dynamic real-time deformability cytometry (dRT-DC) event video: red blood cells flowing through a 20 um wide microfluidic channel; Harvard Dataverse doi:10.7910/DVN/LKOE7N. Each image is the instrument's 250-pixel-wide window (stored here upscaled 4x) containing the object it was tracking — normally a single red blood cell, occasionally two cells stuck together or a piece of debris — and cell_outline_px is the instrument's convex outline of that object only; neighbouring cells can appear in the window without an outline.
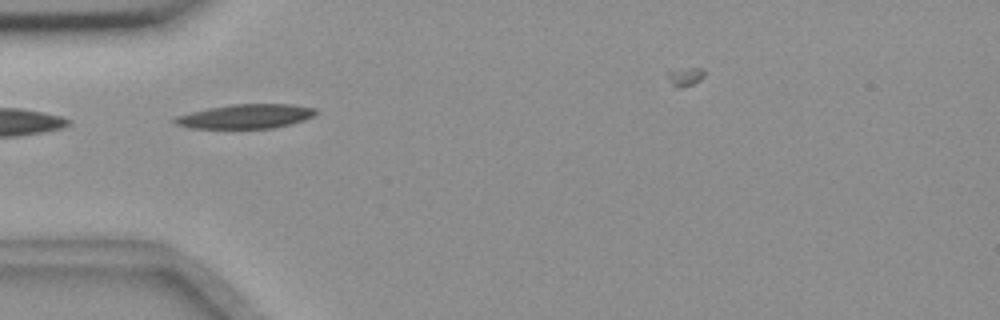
{"species": "common noctule bat (a hibernating species)", "species_latin": "Nyctalus noctula", "temperature_condition": "room temperature", "stored_images_in_passage": 3, "camera_frame_rate_fps": 3000, "um_per_image_px": 0.085, "animal": {"sex": "female", "body_mass_g": 18.4}, "frame": {"image": 1, "passage_image": 2, "time_ms": 1.333, "image_size_px": [1000, 320], "cell_outline_px": [[316, 112], [312, 116], [304, 120], [272, 128], [188, 128], [176, 124], [172, 120], [176, 116], [208, 108], [228, 104], [292, 104], [316, 108]], "centroid_in_image_um": [20.86, 9.88], "position_along_channel_um": 64.1, "area_um2": 19.83}}
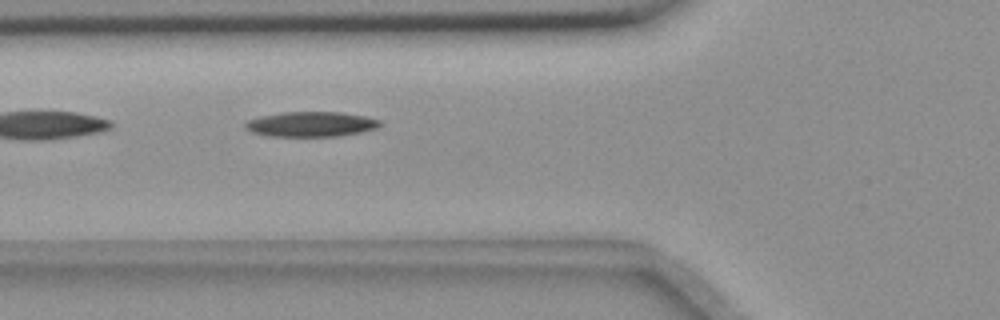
{"frame": {"image": 2, "passage_image": 3, "time_ms": 2.333, "image_size_px": [1000, 320], "cell_outline_px": [[380, 124], [376, 128], [360, 132], [336, 136], [272, 136], [252, 132], [244, 128], [244, 124], [248, 120], [260, 116], [284, 112], [340, 112], [364, 116], [380, 120]], "centroid_in_image_um": [26.4, 10.55], "position_along_channel_um": 99.4, "area_um2": 19.42}}